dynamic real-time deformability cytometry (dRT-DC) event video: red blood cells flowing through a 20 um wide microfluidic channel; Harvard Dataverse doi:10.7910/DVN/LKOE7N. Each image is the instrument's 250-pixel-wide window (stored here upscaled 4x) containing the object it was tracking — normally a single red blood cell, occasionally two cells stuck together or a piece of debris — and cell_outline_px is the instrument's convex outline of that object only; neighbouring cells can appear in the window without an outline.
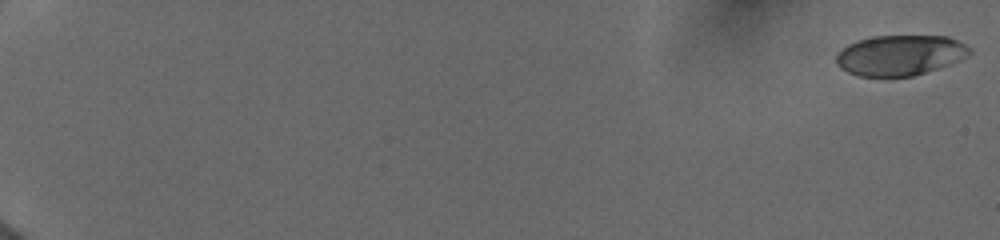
{"species": "human", "species_latin": "Homo sapiens", "temperature_condition": "cold", "stored_images_in_passage": 145, "camera_frame_rate_fps": 3000, "um_per_image_px": 0.085, "donor": {"sex": "female"}, "frame": {"image": 1, "passage_image": 1, "time_ms": 0.0, "image_size_px": [1000, 240], "cell_outline_px": [[972, 52], [968, 56], [960, 60], [912, 76], [860, 76], [848, 72], [840, 68], [836, 64], [836, 56], [848, 44], [856, 40], [872, 36], [948, 36], [972, 48]], "centroid_in_image_um": [76.5, 4.68], "position_along_channel_um": 8.5, "area_um2": 31.21}}
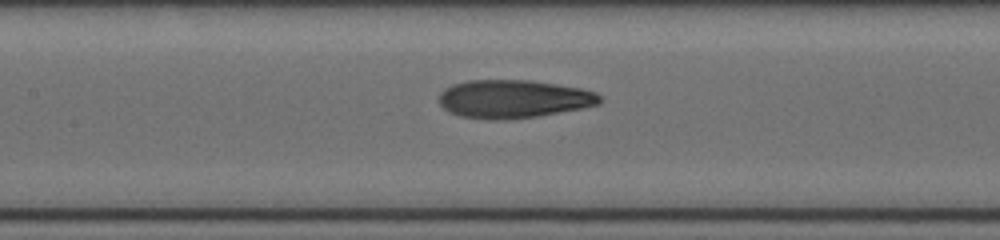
{"frame": {"image": 2, "passage_image": 78, "time_ms": 9.667, "image_size_px": [1000, 240], "cell_outline_px": [[604, 100], [600, 104], [580, 108], [536, 116], [508, 120], [488, 120], [460, 116], [448, 112], [440, 104], [440, 92], [444, 88], [452, 84], [464, 80], [532, 80], [580, 88], [596, 92]], "centroid_in_image_um": [43.62, 8.41], "position_along_channel_um": 163.8, "area_um2": 36.01}}
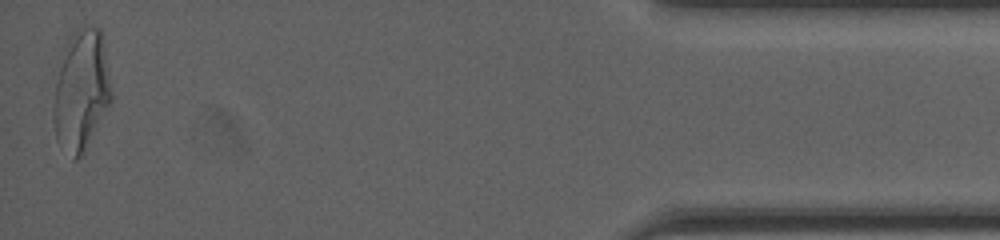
{"frame": {"image": 3, "passage_image": 143, "time_ms": 18.0, "image_size_px": [1000, 240], "cell_outline_px": [[112, 100], [80, 156], [76, 160], [72, 160], [56, 140], [52, 116], [52, 108], [56, 80], [64, 48], [72, 32], [84, 24], [100, 28], [104, 36], [112, 92]], "centroid_in_image_um": [6.9, 7.63], "position_along_channel_um": 428.3, "area_um2": 41.04}, "authors_computed_cell_mechanics": {"area_um2": 34.969, "velocity_mm_per_s": 3.9618, "shape_relaxation_time_tau1_ms": 5.481, "shape_relaxation_time_tau2_ms": 1.2529, "deformation_change_tau1": 0.211, "deformation_change_tau2": 0.0932}}